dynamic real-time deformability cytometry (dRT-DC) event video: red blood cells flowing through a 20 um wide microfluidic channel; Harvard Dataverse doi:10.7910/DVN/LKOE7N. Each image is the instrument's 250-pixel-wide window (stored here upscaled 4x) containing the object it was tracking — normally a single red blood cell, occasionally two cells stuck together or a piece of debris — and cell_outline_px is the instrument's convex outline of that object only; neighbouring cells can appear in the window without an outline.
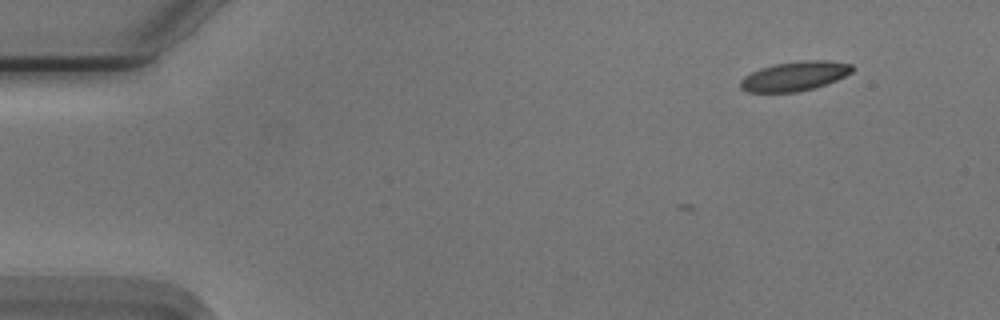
{"species": "Egyptian fruit bat (a non-hibernating species)", "species_latin": "Rousettus aegyptiacus", "temperature_condition": "cold", "stored_images_in_passage": 3, "camera_frame_rate_fps": 3000, "um_per_image_px": 0.085, "animal": {"sex": "male"}, "frame": {"image": 1, "passage_image": 1, "time_ms": 0.0, "image_size_px": [1000, 320], "cell_outline_px": [[852, 72], [836, 80], [812, 88], [796, 92], [748, 92], [740, 88], [740, 80], [744, 76], [760, 68], [776, 64], [804, 60], [828, 60], [852, 64]], "centroid_in_image_um": [67.53, 6.47], "position_along_channel_um": 17.5, "area_um2": 18.96}}